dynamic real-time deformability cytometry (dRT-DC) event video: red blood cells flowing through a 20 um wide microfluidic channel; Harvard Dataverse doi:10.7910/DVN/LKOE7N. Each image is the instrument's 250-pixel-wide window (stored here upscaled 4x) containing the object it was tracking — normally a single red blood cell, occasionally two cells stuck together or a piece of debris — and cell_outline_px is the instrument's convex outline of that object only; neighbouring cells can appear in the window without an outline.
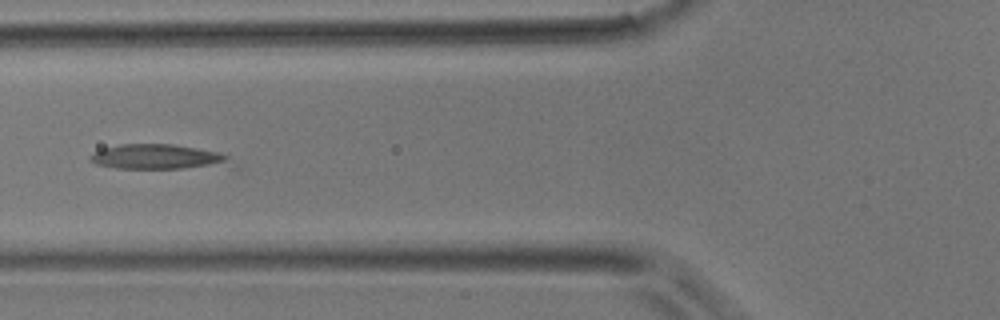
{"species": "common noctule bat (a hibernating species)", "species_latin": "Nyctalus noctula", "temperature_condition": "room temperature", "stored_images_in_passage": 7, "camera_frame_rate_fps": 3000, "um_per_image_px": 0.085, "animal": {"sex": "male", "body_mass_g": 17.9}, "frame": {"image": 1, "passage_image": 6, "time_ms": 1.667, "image_size_px": [1000, 320], "cell_outline_px": [[228, 156], [224, 160], [208, 164], [184, 168], [116, 168], [96, 164], [88, 160], [88, 156], [104, 148], [120, 144], [172, 144], [196, 148], [216, 152]], "centroid_in_image_um": [13.1, 13.3], "position_along_channel_um": 112.7, "area_um2": 19.07}}
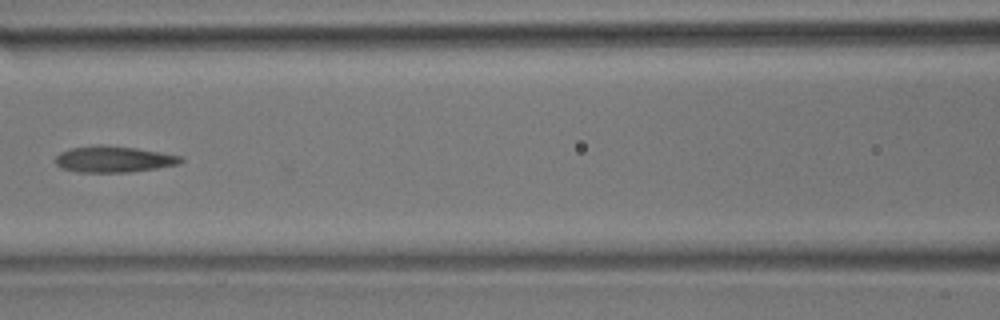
{"frame": {"image": 2, "passage_image": 7, "time_ms": 2.0, "image_size_px": [1000, 320], "cell_outline_px": [[184, 160], [180, 164], [156, 168], [128, 172], [76, 172], [64, 168], [56, 164], [56, 156], [60, 152], [72, 148], [100, 144], [136, 148], [184, 156]], "centroid_in_image_um": [9.7, 13.53], "position_along_channel_um": 156.9, "area_um2": 19.13}}